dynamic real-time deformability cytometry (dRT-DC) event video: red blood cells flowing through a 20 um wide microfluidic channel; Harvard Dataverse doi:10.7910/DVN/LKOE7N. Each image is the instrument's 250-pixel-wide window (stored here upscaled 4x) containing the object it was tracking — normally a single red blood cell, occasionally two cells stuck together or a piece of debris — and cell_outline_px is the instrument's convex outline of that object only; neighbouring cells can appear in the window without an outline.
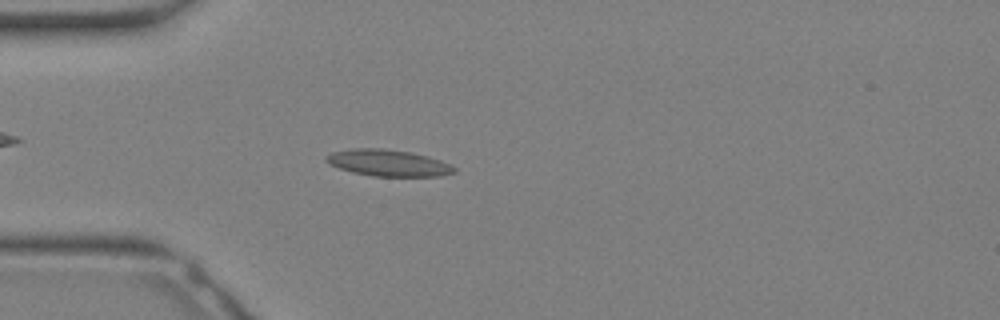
{"species": "Egyptian fruit bat (a non-hibernating species)", "species_latin": "Rousettus aegyptiacus", "temperature_condition": "warm", "stored_images_in_passage": 32, "camera_frame_rate_fps": 3000, "um_per_image_px": 0.085, "animal": {"sex": "female"}, "frame": {"image": 1, "passage_image": 9, "time_ms": 2.667, "image_size_px": [1000, 320], "cell_outline_px": [[456, 172], [440, 176], [372, 176], [352, 172], [328, 164], [324, 160], [324, 156], [332, 152], [352, 148], [380, 148], [408, 152], [428, 156], [440, 160], [456, 168]], "centroid_in_image_um": [32.95, 13.85], "position_along_channel_um": 52.0, "area_um2": 19.77}}
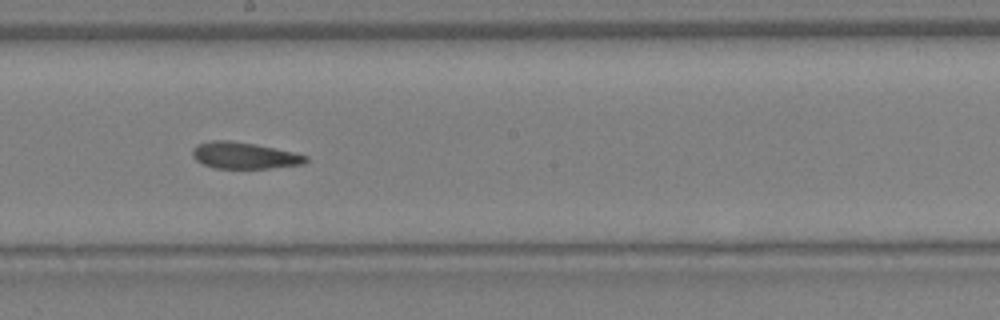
{"frame": {"image": 2, "passage_image": 18, "time_ms": 5.667, "image_size_px": [1000, 320], "cell_outline_px": [[308, 160], [304, 164], [268, 168], [216, 168], [204, 164], [196, 160], [192, 156], [192, 148], [196, 144], [208, 140], [228, 140], [256, 144], [292, 152], [308, 156]], "centroid_in_image_um": [20.72, 13.2], "position_along_channel_um": 227.5, "area_um2": 17.51}}
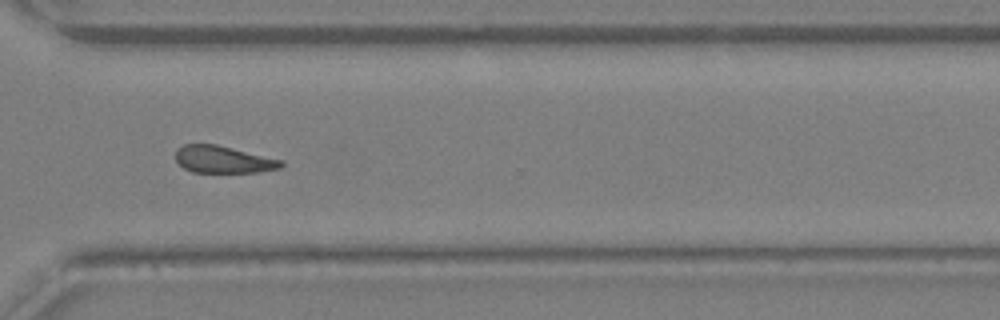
{"frame": {"image": 3, "passage_image": 24, "time_ms": 7.667, "image_size_px": [1000, 320], "cell_outline_px": [[284, 164], [280, 168], [260, 172], [192, 172], [184, 168], [176, 160], [176, 148], [184, 144], [216, 144], [284, 160]], "centroid_in_image_um": [18.99, 13.55], "position_along_channel_um": 351.6, "area_um2": 16.76}}